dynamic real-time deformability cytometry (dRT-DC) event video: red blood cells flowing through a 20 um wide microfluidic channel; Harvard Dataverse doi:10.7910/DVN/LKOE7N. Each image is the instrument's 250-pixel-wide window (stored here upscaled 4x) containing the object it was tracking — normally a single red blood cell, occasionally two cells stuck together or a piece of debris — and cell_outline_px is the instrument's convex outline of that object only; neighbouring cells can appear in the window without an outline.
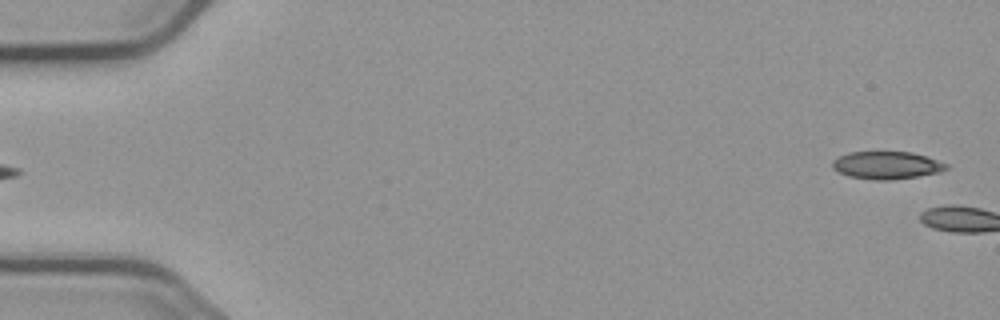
{"species": "common noctule bat (a hibernating species)", "species_latin": "Nyctalus noctula", "temperature_condition": "cold", "stored_images_in_passage": 4, "segment_of_instrument_passage": [2, 2], "camera_frame_rate_fps": 3000, "um_per_image_px": 0.085, "animal": {"sex": "male", "body_mass_g": 23.1, "forearm_length_mm": 52.7}, "frame": {"image": 1, "passage_image": 4, "time_ms": 3.667, "image_size_px": [1000, 320], "cell_outline_px": [[948, 168], [940, 172], [916, 176], [888, 180], [876, 180], [848, 176], [832, 168], [832, 160], [848, 152], [912, 152], [948, 164]], "centroid_in_image_um": [75.34, 14.04], "position_along_channel_um": 9.7, "area_um2": 18.09}}